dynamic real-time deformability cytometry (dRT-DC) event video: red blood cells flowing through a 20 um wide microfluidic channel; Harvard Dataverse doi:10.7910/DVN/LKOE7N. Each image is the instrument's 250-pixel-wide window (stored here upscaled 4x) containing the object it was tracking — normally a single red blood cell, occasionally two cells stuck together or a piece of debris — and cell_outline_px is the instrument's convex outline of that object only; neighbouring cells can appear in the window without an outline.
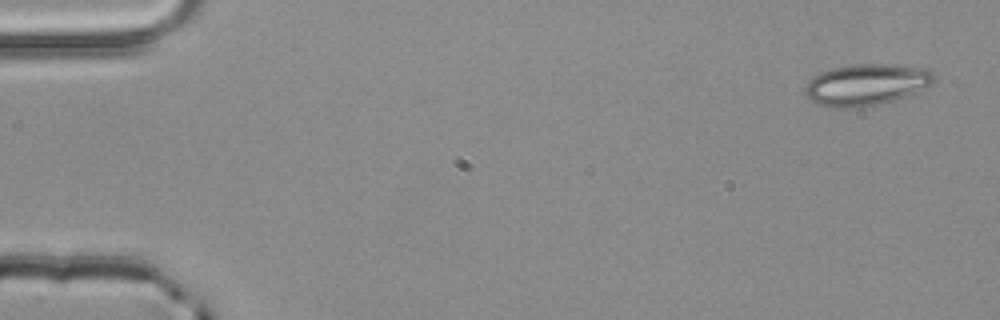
{"species": "common noctule bat (a hibernating species)", "species_latin": "Nyctalus noctula", "temperature_condition": "room temperature", "stored_images_in_passage": 4, "camera_frame_rate_fps": 3000, "um_per_image_px": 0.085, "animal": {"sex": "male", "body_mass_g": 20.4}, "frame": {"image": 1, "passage_image": 1, "time_ms": 0.0, "image_size_px": [1000, 320], "cell_outline_px": [[936, 80], [932, 84], [904, 96], [880, 104], [848, 108], [824, 108], [804, 96], [804, 88], [808, 80], [812, 76], [820, 72], [832, 68], [852, 64], [892, 64], [928, 68], [936, 76]], "centroid_in_image_um": [73.58, 7.19], "position_along_channel_um": 11.4, "area_um2": 31.5}}